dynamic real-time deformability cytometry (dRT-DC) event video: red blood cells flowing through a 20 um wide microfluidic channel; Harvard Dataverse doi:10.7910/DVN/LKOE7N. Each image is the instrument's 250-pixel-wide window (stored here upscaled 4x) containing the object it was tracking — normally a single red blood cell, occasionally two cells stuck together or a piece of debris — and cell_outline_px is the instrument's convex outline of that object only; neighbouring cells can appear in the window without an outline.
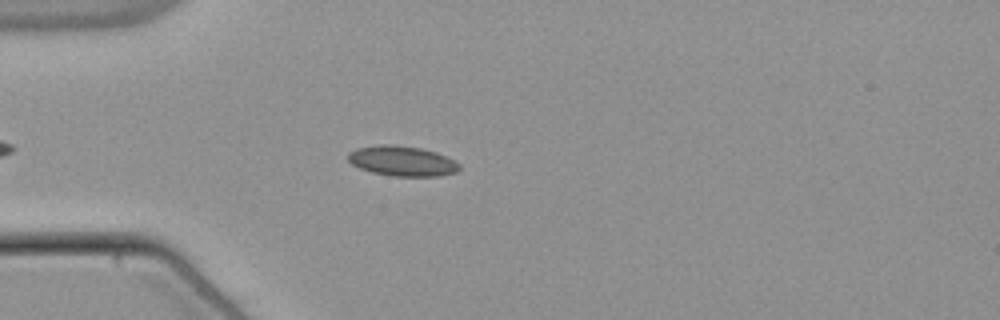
{"species": "common noctule bat (a hibernating species)", "species_latin": "Nyctalus noctula", "temperature_condition": "warm", "stored_images_in_passage": 38, "camera_frame_rate_fps": 3000, "um_per_image_px": 0.085, "animal": {"sex": "male", "body_mass_g": 21.5, "forearm_length_mm": 52.0}, "frame": {"image": 1, "passage_image": 8, "time_ms": 2.333, "image_size_px": [1000, 320], "cell_outline_px": [[460, 168], [456, 172], [440, 176], [392, 176], [372, 172], [360, 168], [352, 164], [348, 160], [348, 152], [356, 148], [380, 144], [392, 144], [420, 148], [436, 152], [460, 164]], "centroid_in_image_um": [34.16, 13.68], "position_along_channel_um": 50.8, "area_um2": 19.48}}
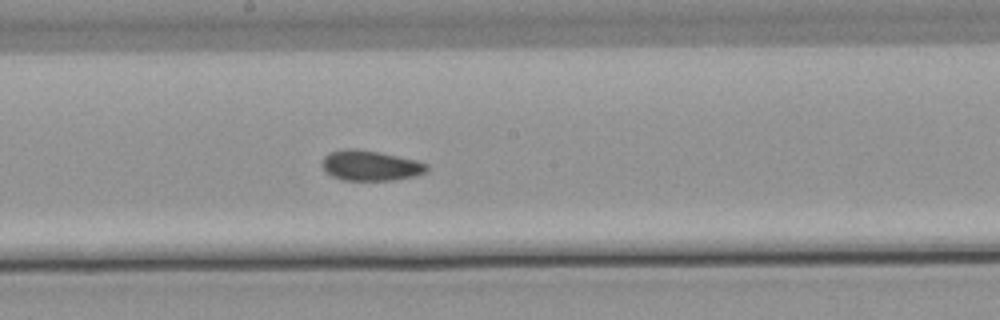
{"frame": {"image": 2, "passage_image": 22, "time_ms": 7.0, "image_size_px": [1000, 320], "cell_outline_px": [[428, 172], [412, 176], [392, 180], [340, 180], [324, 172], [320, 164], [320, 160], [328, 152], [344, 148], [356, 148], [380, 152], [416, 160], [428, 164]], "centroid_in_image_um": [31.41, 14.06], "position_along_channel_um": 216.8, "area_um2": 18.84}}
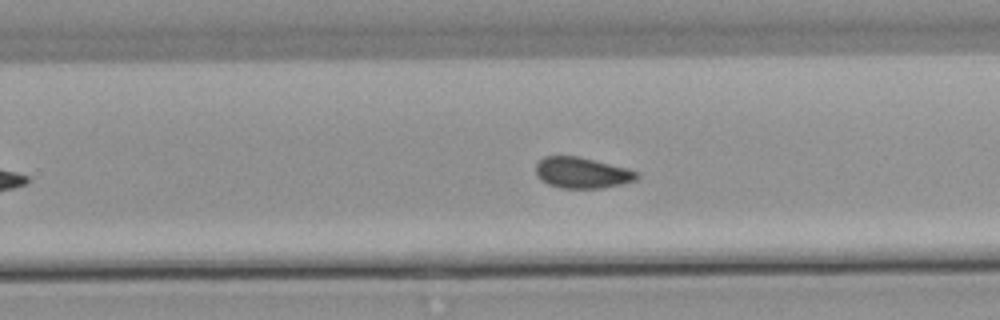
{"frame": {"image": 3, "passage_image": 27, "time_ms": 8.667, "image_size_px": [1000, 320], "cell_outline_px": [[640, 176], [636, 180], [620, 184], [600, 188], [560, 188], [548, 184], [536, 176], [536, 164], [544, 156], [580, 156], [628, 168], [640, 172]], "centroid_in_image_um": [49.49, 14.68], "position_along_channel_um": 280.3, "area_um2": 18.38}, "authors_computed_cell_mechanics": {"area_um2": 18.6694, "velocity_mm_per_s": 3.8373, "shape_relaxation_time_tau1_ms": null, "shape_relaxation_time_tau2_ms": 2.7577, "deformation_change_tau1": null, "deformation_change_tau2": 0.0662}}